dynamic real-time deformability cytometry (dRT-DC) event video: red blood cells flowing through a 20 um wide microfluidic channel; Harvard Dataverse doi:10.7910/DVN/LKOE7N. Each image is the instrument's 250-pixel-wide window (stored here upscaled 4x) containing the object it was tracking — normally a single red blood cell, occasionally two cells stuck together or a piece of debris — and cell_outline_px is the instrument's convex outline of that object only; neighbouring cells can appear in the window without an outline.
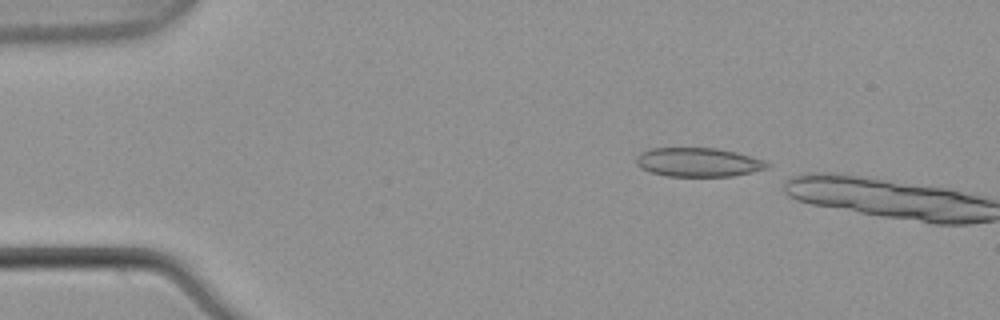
{"species": "common noctule bat (a hibernating species)", "species_latin": "Nyctalus noctula", "temperature_condition": "warm", "stored_images_in_passage": 2, "camera_frame_rate_fps": 3000, "um_per_image_px": 0.085, "animal": {"sex": "male", "body_mass_g": 21.5, "forearm_length_mm": 52.0}, "frame": {"image": 1, "passage_image": 1, "time_ms": 0.0, "image_size_px": [1000, 320], "cell_outline_px": [[772, 168], [732, 176], [668, 176], [648, 172], [640, 168], [636, 164], [636, 156], [640, 152], [648, 148], [716, 148], [736, 152], [764, 160], [772, 164]], "centroid_in_image_um": [59.36, 13.79], "position_along_channel_um": 25.6, "area_um2": 22.43}}